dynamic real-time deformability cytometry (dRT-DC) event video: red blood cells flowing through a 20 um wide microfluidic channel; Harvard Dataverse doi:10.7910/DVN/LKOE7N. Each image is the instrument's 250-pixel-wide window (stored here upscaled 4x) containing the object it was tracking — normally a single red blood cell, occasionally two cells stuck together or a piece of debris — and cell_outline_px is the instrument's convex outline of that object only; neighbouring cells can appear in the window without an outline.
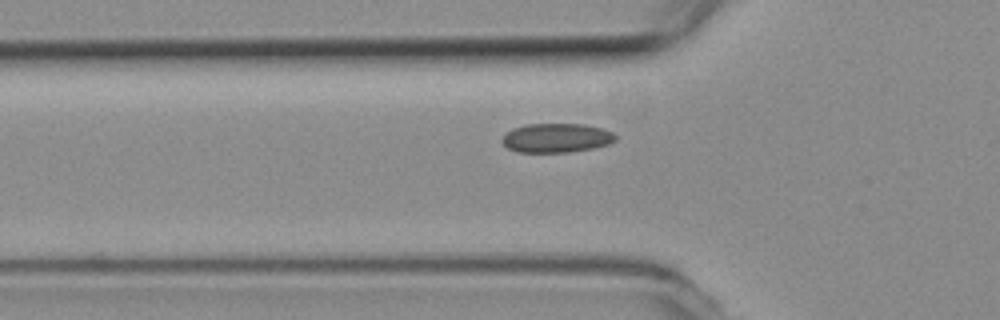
{"species": "common noctule bat (a hibernating species)", "species_latin": "Nyctalus noctula", "temperature_condition": "room temperature", "stored_images_in_passage": 33, "camera_frame_rate_fps": 3000, "um_per_image_px": 0.085, "animal": {"sex": "female", "body_mass_g": 19.3, "forearm_length_mm": 54.1}, "frame": {"image": 1, "passage_image": 3, "time_ms": 0.667, "image_size_px": [1000, 320], "cell_outline_px": [[616, 140], [608, 144], [592, 148], [568, 152], [520, 152], [508, 148], [500, 140], [512, 128], [524, 124], [584, 124], [600, 128], [612, 132], [616, 136]], "centroid_in_image_um": [47.28, 11.72], "position_along_channel_um": 78.5, "area_um2": 19.13}}
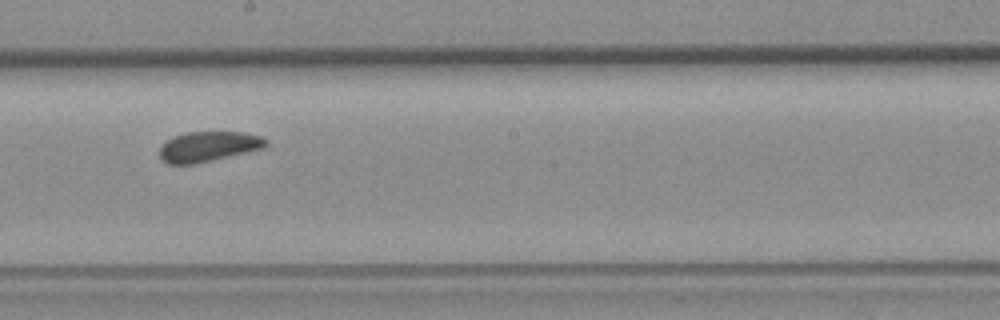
{"frame": {"image": 2, "passage_image": 15, "time_ms": 4.667, "image_size_px": [1000, 320], "cell_outline_px": [[268, 144], [264, 148], [192, 164], [168, 164], [160, 156], [160, 148], [168, 140], [176, 136], [188, 132], [244, 132], [260, 136], [268, 140]], "centroid_in_image_um": [17.75, 12.44], "position_along_channel_um": 230.5, "area_um2": 18.26}}
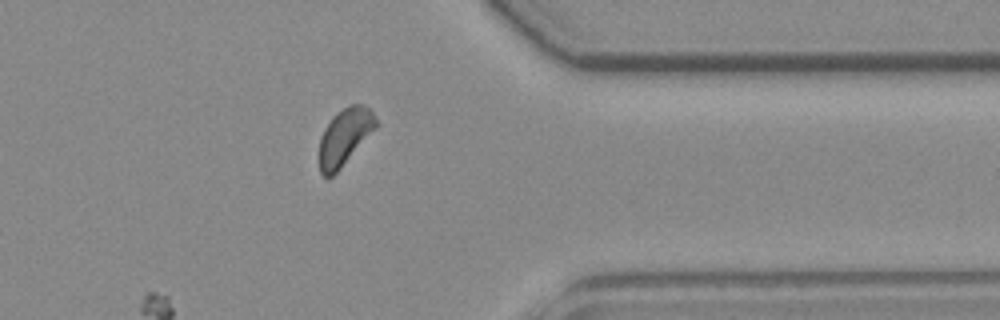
{"frame": {"image": 3, "passage_image": 28, "time_ms": 9.0, "image_size_px": [1000, 320], "cell_outline_px": [[376, 128], [340, 168], [332, 176], [324, 176], [320, 172], [320, 136], [324, 128], [332, 116], [348, 104], [364, 104], [372, 112], [376, 120]], "centroid_in_image_um": [29.28, 11.59], "position_along_channel_um": 382.1, "area_um2": 18.44}}